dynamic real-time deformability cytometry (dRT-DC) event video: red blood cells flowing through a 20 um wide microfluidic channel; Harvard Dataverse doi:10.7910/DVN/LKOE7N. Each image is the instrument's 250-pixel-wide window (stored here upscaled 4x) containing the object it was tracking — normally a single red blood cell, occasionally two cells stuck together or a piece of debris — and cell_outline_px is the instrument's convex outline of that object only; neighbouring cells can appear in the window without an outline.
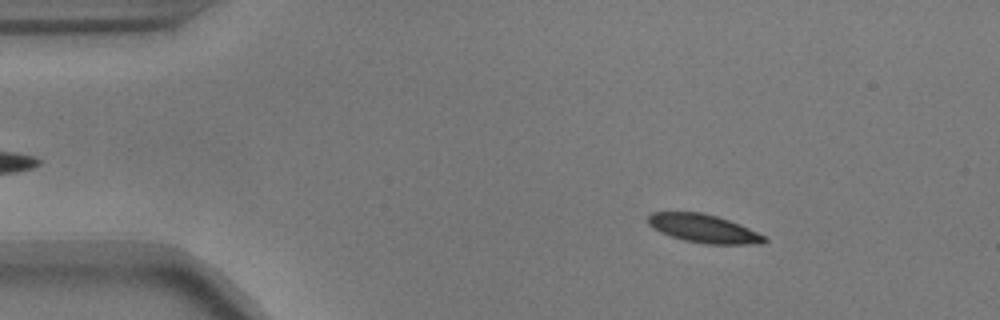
{"species": "common noctule bat (a hibernating species)", "species_latin": "Nyctalus noctula", "temperature_condition": "warm", "stored_images_in_passage": 55, "camera_frame_rate_fps": 3000, "um_per_image_px": 0.085, "animal": {"sex": "male", "body_mass_g": 17.9}, "frame": {"image": 1, "passage_image": 8, "time_ms": 2.333, "image_size_px": [1000, 320], "cell_outline_px": [[768, 240], [760, 244], [708, 244], [684, 240], [660, 232], [648, 224], [648, 216], [652, 212], [704, 212], [740, 224], [764, 236]], "centroid_in_image_um": [59.8, 19.42], "position_along_channel_um": 25.2, "area_um2": 19.02}}
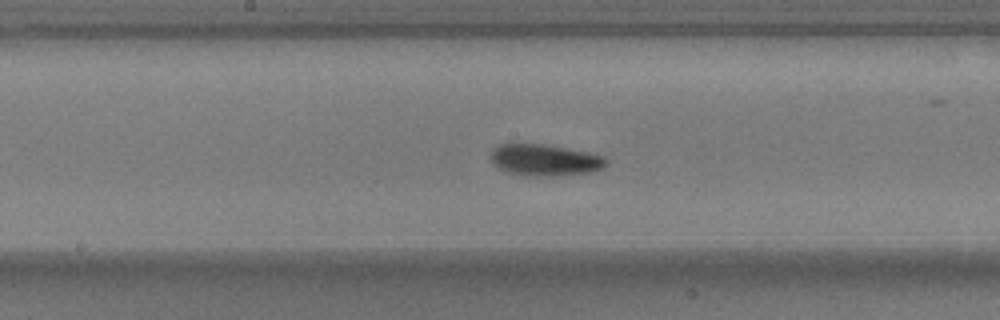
{"frame": {"image": 2, "passage_image": 28, "time_ms": 9.0, "image_size_px": [1000, 320], "cell_outline_px": [[608, 164], [604, 168], [588, 172], [552, 176], [524, 176], [508, 172], [500, 168], [492, 160], [492, 148], [496, 144], [508, 140], [544, 144], [604, 156], [608, 160]], "centroid_in_image_um": [46.23, 13.56], "position_along_channel_um": 202.0, "area_um2": 21.68}}
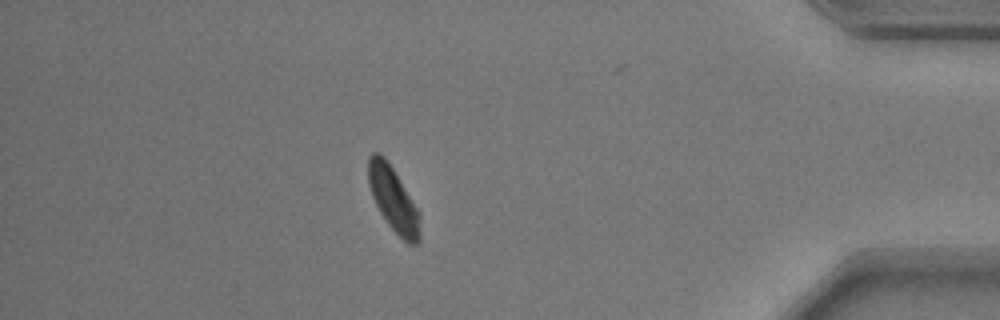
{"frame": {"image": 3, "passage_image": 48, "time_ms": 15.667, "image_size_px": [1000, 320], "cell_outline_px": [[420, 240], [416, 244], [408, 244], [388, 224], [380, 212], [372, 196], [368, 184], [368, 156], [372, 152], [380, 152], [384, 156], [392, 168], [420, 212]], "centroid_in_image_um": [33.42, 16.93], "position_along_channel_um": 401.8, "area_um2": 19.31}, "authors_computed_cell_mechanics": {"area_um2": 19.652, "velocity_mm_per_s": 3.6472, "shape_relaxation_time_tau1_ms": 2.6658, "shape_relaxation_time_tau2_ms": 4.311, "deformation_change_tau1": 0.0934, "deformation_change_tau2": 0.0782}}